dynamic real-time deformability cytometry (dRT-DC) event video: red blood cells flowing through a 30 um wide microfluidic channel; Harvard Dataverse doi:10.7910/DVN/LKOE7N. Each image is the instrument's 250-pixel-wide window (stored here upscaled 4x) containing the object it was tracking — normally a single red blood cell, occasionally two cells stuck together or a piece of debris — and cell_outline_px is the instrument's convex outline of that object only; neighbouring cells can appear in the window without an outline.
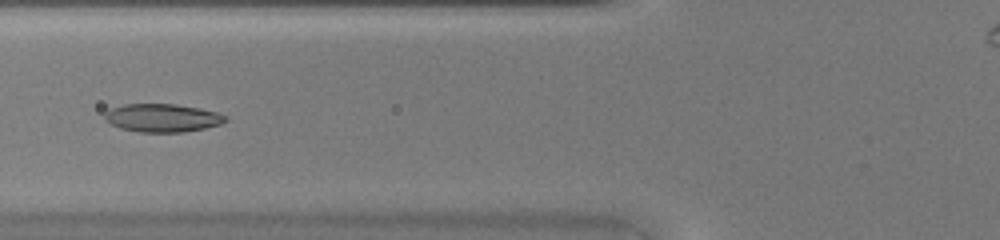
{"species": "common noctule bat (a hibernating species)", "species_latin": "Nyctalus noctula", "temperature_condition": "warm", "stored_images_in_passage": 47, "camera_frame_rate_fps": 3000, "um_per_image_px": 0.085, "animal": {"sex": "female", "body_mass_g": 20.0, "forearm_length_mm": 54.0}, "frame": {"image": 1, "passage_image": 19, "time_ms": 6.0, "image_size_px": [1000, 240], "cell_outline_px": [[228, 120], [220, 124], [204, 128], [184, 132], [140, 132], [120, 128], [108, 124], [104, 120], [104, 112], [112, 108], [124, 104], [176, 104], [200, 108], [216, 112], [228, 116]], "centroid_in_image_um": [13.78, 10.02], "position_along_channel_um": 112.0, "area_um2": 20.0}}
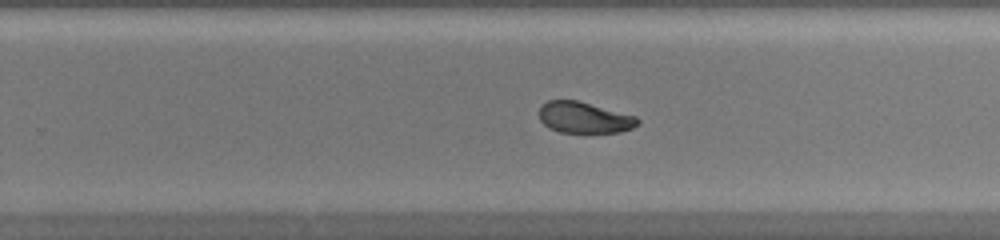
{"frame": {"image": 2, "passage_image": 30, "time_ms": 9.667, "image_size_px": [1000, 240], "cell_outline_px": [[640, 124], [632, 128], [620, 132], [560, 132], [548, 128], [540, 120], [540, 108], [548, 100], [576, 100], [636, 116], [640, 120]], "centroid_in_image_um": [49.68, 10.0], "position_along_channel_um": 280.1, "area_um2": 17.74}}
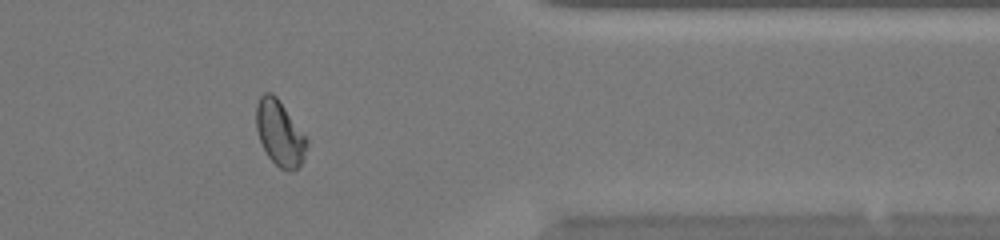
{"frame": {"image": 3, "passage_image": 38, "time_ms": 12.333, "image_size_px": [1000, 240], "cell_outline_px": [[308, 148], [300, 164], [296, 168], [288, 172], [280, 168], [268, 156], [260, 140], [256, 128], [256, 104], [260, 96], [264, 92], [272, 92], [276, 96], [308, 140]], "centroid_in_image_um": [23.77, 11.31], "position_along_channel_um": 387.6, "area_um2": 19.02}}